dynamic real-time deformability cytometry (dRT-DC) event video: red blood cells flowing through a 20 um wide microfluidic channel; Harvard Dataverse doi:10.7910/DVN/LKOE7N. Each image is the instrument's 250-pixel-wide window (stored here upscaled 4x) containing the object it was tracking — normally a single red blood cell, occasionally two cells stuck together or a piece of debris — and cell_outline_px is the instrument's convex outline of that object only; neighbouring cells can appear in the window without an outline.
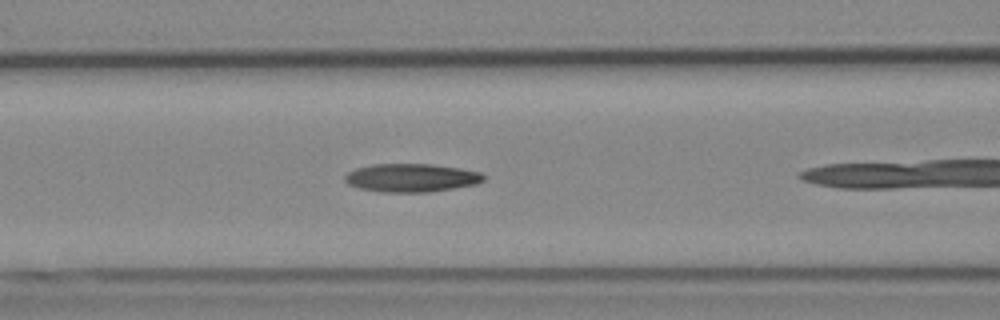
{"species": "Egyptian fruit bat (a non-hibernating species)", "species_latin": "Rousettus aegyptiacus", "temperature_condition": "cold", "stored_images_in_passage": 26, "camera_frame_rate_fps": 3000, "um_per_image_px": 0.085, "animal": {"sex": "female"}, "frame": {"image": 1, "passage_image": 6, "time_ms": 1.667, "image_size_px": [1000, 320], "cell_outline_px": [[484, 180], [476, 184], [428, 192], [384, 192], [360, 188], [348, 184], [344, 180], [344, 176], [348, 172], [356, 168], [372, 164], [432, 164], [460, 168], [480, 172], [484, 176]], "centroid_in_image_um": [34.95, 15.1], "position_along_channel_um": 131.7, "area_um2": 22.77}}
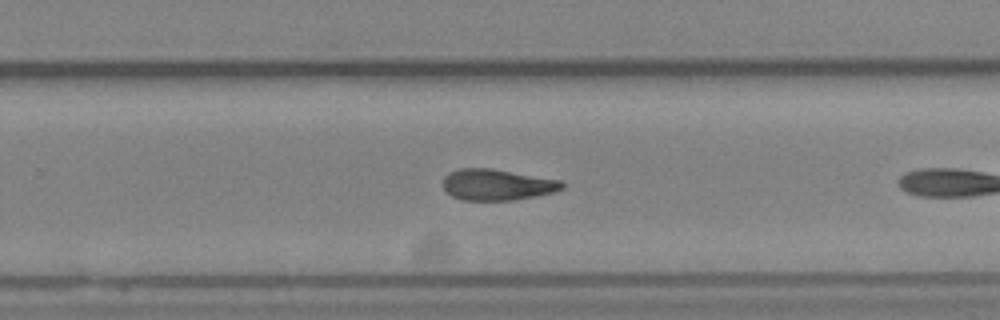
{"frame": {"image": 2, "passage_image": 18, "time_ms": 5.667, "image_size_px": [1000, 320], "cell_outline_px": [[564, 188], [556, 192], [512, 200], [460, 200], [452, 196], [444, 188], [444, 176], [448, 172], [460, 168], [488, 168], [560, 180], [564, 184]], "centroid_in_image_um": [42.24, 15.7], "position_along_channel_um": 287.6, "area_um2": 21.44}}
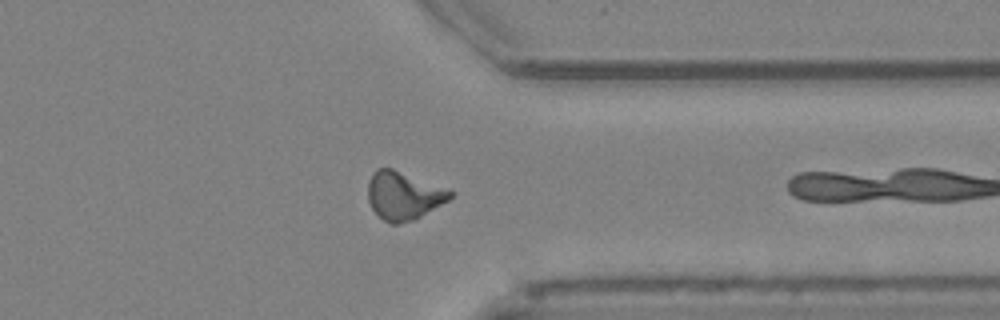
{"frame": {"image": 3, "passage_image": 25, "time_ms": 8.0, "image_size_px": [1000, 320], "cell_outline_px": [[452, 196], [448, 200], [420, 216], [412, 220], [396, 224], [392, 224], [384, 220], [372, 208], [368, 200], [368, 180], [372, 172], [376, 168], [392, 168], [452, 188]], "centroid_in_image_um": [34.32, 16.58], "position_along_channel_um": 377.1, "area_um2": 23.24}}